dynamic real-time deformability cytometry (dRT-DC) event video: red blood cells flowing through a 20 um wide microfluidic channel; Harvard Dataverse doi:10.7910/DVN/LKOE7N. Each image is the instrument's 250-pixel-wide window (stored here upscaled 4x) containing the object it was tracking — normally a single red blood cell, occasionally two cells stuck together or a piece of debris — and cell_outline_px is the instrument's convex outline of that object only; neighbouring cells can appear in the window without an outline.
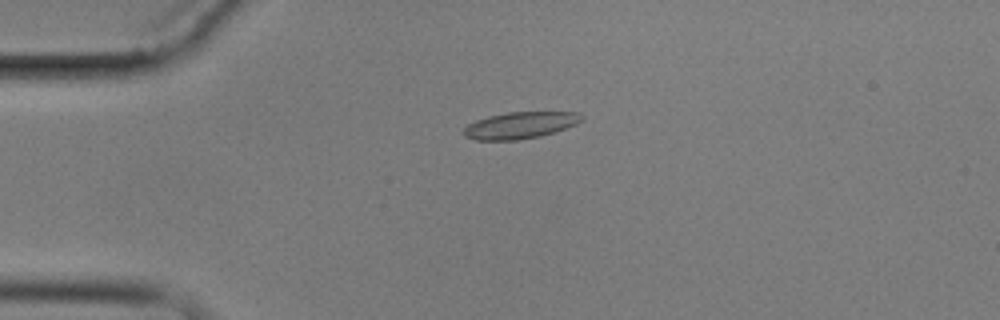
{"species": "common noctule bat (a hibernating species)", "species_latin": "Nyctalus noctula", "temperature_condition": "cold", "stored_images_in_passage": 5, "camera_frame_rate_fps": 3000, "um_per_image_px": 0.085, "animal": {"sex": "male", "body_mass_g": 17.9}, "frame": {"image": 1, "passage_image": 3, "time_ms": 3.0, "image_size_px": [1000, 320], "cell_outline_px": [[584, 116], [576, 124], [540, 136], [516, 140], [476, 140], [464, 136], [460, 132], [468, 124], [476, 120], [488, 116], [508, 112], [576, 112]], "centroid_in_image_um": [44.14, 10.65], "position_along_channel_um": 40.9, "area_um2": 18.21}}
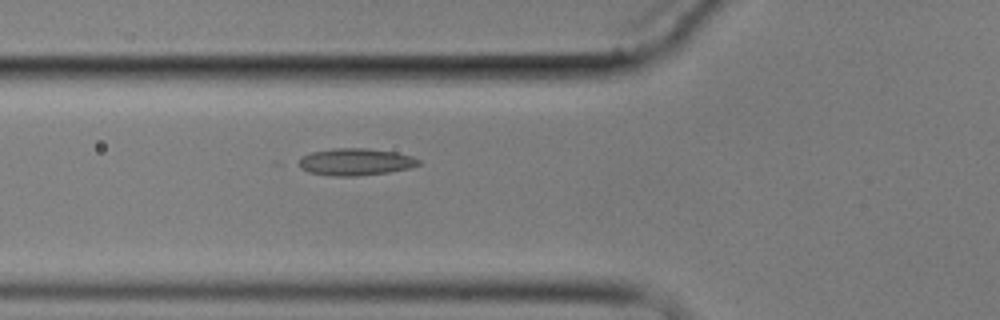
{"frame": {"image": 2, "passage_image": 5, "time_ms": 5.333, "image_size_px": [1000, 320], "cell_outline_px": [[420, 164], [412, 168], [388, 172], [356, 176], [332, 176], [308, 172], [292, 164], [304, 156], [312, 152], [332, 148], [364, 148], [396, 152], [412, 156], [420, 160]], "centroid_in_image_um": [30.18, 13.76], "position_along_channel_um": 95.6, "area_um2": 19.13}}